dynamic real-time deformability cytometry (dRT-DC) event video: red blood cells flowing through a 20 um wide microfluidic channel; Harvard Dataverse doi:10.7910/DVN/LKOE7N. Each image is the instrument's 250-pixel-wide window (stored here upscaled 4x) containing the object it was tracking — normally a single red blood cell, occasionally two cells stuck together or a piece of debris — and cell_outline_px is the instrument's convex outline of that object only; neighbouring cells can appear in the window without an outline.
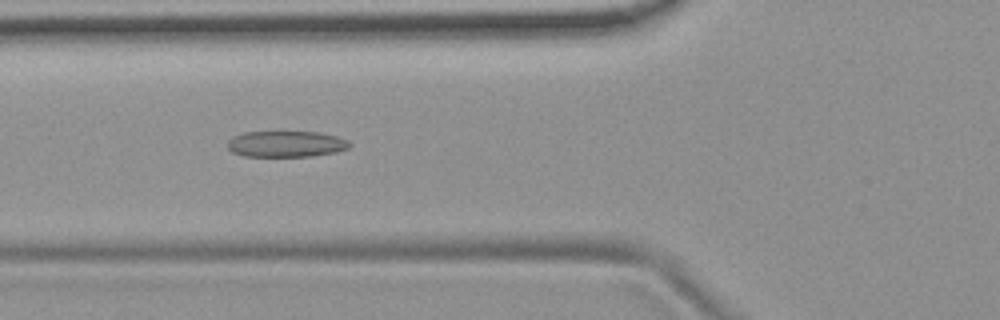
{"species": "common noctule bat (a hibernating species)", "species_latin": "Nyctalus noctula", "temperature_condition": "room temperature", "stored_images_in_passage": 44, "camera_frame_rate_fps": 3000, "um_per_image_px": 0.085, "animal": {"sex": "female", "body_mass_g": 19.9}, "frame": {"image": 1, "passage_image": 10, "time_ms": 3.0, "image_size_px": [1000, 320], "cell_outline_px": [[352, 144], [348, 148], [336, 152], [312, 156], [244, 156], [232, 152], [228, 148], [228, 140], [232, 136], [244, 132], [320, 132], [336, 136], [348, 140]], "centroid_in_image_um": [24.32, 12.23], "position_along_channel_um": 101.5, "area_um2": 18.61}}
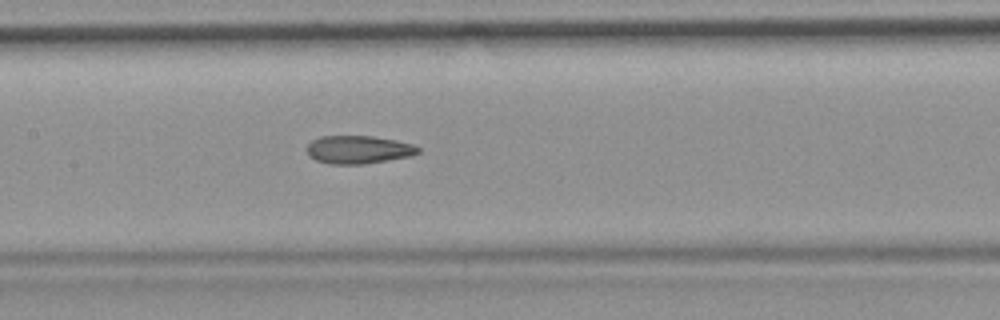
{"frame": {"image": 2, "passage_image": 16, "time_ms": 5.0, "image_size_px": [1000, 320], "cell_outline_px": [[420, 152], [412, 156], [364, 164], [328, 164], [316, 160], [308, 156], [308, 144], [312, 140], [320, 136], [372, 136], [396, 140], [412, 144], [420, 148]], "centroid_in_image_um": [30.47, 12.72], "position_along_channel_um": 176.9, "area_um2": 18.26}}
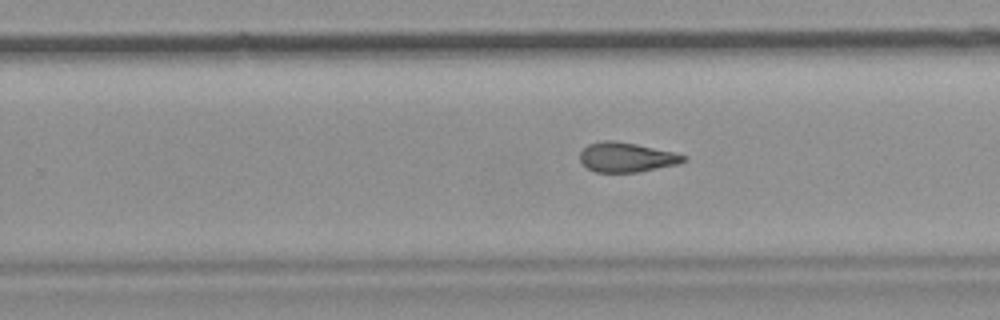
{"frame": {"image": 3, "passage_image": 24, "time_ms": 7.667, "image_size_px": [1000, 320], "cell_outline_px": [[688, 160], [680, 164], [636, 172], [596, 172], [588, 168], [580, 160], [580, 152], [588, 144], [600, 140], [616, 140], [636, 144], [672, 152], [688, 156]], "centroid_in_image_um": [53.27, 13.36], "position_along_channel_um": 276.5, "area_um2": 17.92}, "authors_computed_cell_mechanics": {"area_um2": 18.5249, "velocity_mm_per_s": 3.7559, "shape_relaxation_time_tau1_ms": null, "shape_relaxation_time_tau2_ms": 3.0431, "deformation_change_tau1": null, "deformation_change_tau2": 0.1157}}